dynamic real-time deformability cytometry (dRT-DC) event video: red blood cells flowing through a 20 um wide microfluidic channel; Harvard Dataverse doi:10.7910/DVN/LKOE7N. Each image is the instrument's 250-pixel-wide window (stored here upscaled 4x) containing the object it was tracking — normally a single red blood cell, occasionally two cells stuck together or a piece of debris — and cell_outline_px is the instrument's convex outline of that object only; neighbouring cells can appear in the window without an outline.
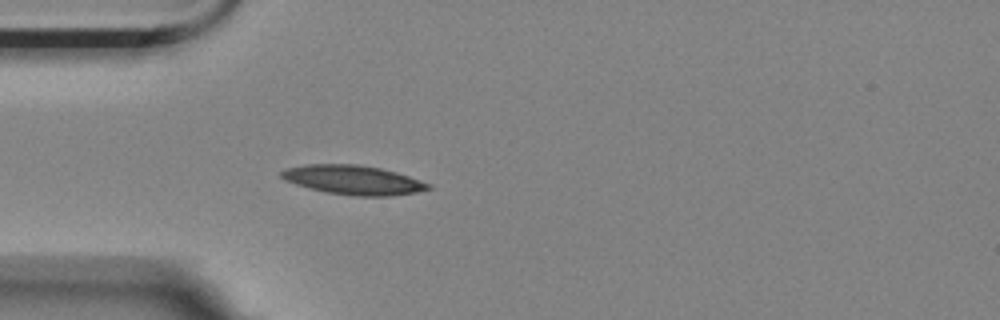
{"species": "Egyptian fruit bat (a non-hibernating species)", "species_latin": "Rousettus aegyptiacus", "temperature_condition": "room temperature", "stored_images_in_passage": 1, "camera_frame_rate_fps": 3000, "um_per_image_px": 0.085, "animal": {"sex": "female"}, "frame": {"image": 1, "passage_image": 1, "time_ms": 0.0, "image_size_px": [1000, 320], "cell_outline_px": [[432, 188], [416, 192], [388, 196], [356, 196], [328, 192], [308, 188], [284, 180], [280, 176], [280, 172], [284, 168], [304, 164], [356, 164], [380, 168], [396, 172], [432, 184]], "centroid_in_image_um": [30.0, 15.29], "position_along_channel_um": 55.0, "area_um2": 25.03}}